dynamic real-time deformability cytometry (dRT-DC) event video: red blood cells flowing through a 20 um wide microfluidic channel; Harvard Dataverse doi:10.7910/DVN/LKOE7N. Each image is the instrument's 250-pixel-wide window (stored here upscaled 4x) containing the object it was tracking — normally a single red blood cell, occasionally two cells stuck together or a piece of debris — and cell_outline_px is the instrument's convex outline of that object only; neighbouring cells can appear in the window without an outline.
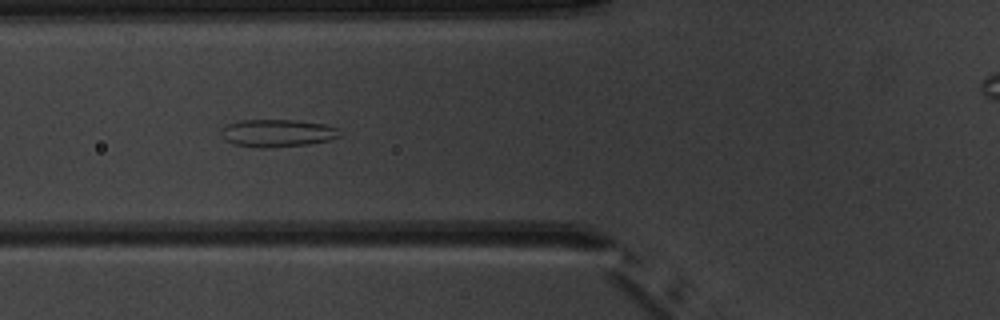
{"species": "common noctule bat (a hibernating species)", "species_latin": "Nyctalus noctula", "temperature_condition": "warm", "stored_images_in_passage": 8, "camera_frame_rate_fps": 3000, "um_per_image_px": 0.085, "animal": {"sex": "male", "body_mass_g": 20.1, "forearm_length_mm": 53.5}, "frame": {"image": 1, "passage_image": 6, "time_ms": 6.0, "image_size_px": [1000, 320], "cell_outline_px": [[340, 136], [332, 140], [308, 144], [268, 148], [260, 148], [236, 144], [224, 140], [220, 132], [220, 128], [228, 124], [240, 120], [296, 120], [324, 124], [340, 128]], "centroid_in_image_um": [23.59, 11.31], "position_along_channel_um": 102.2, "area_um2": 19.25}}
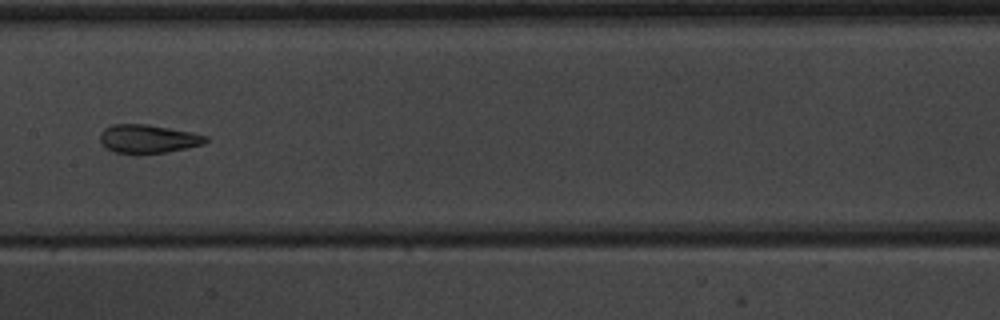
{"frame": {"image": 2, "passage_image": 8, "time_ms": 8.333, "image_size_px": [1000, 320], "cell_outline_px": [[208, 140], [204, 144], [188, 148], [164, 152], [136, 156], [112, 152], [100, 140], [100, 132], [104, 128], [112, 124], [148, 124], [192, 132], [208, 136]], "centroid_in_image_um": [12.57, 11.82], "position_along_channel_um": 194.8, "area_um2": 18.03}}